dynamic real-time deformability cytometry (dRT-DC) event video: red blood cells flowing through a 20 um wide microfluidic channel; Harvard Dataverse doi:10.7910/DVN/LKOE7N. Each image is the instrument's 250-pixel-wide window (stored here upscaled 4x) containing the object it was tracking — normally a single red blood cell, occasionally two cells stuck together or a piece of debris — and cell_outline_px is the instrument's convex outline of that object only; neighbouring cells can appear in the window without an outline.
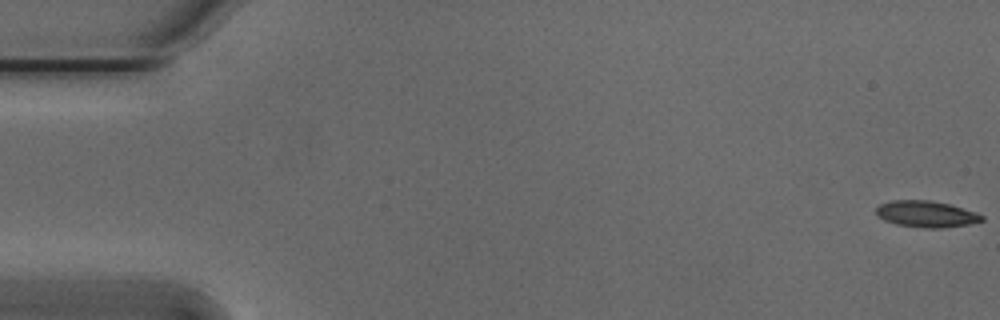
{"species": "Egyptian fruit bat (a non-hibernating species)", "species_latin": "Rousettus aegyptiacus", "temperature_condition": "cold", "stored_images_in_passage": 54, "camera_frame_rate_fps": 3000, "um_per_image_px": 0.085, "animal": {"sex": "male"}, "frame": {"image": 1, "passage_image": 1, "time_ms": 0.0, "image_size_px": [1000, 320], "cell_outline_px": [[984, 220], [968, 224], [944, 228], [924, 228], [896, 224], [884, 220], [876, 212], [876, 208], [880, 204], [892, 200], [928, 200], [948, 204], [976, 212], [984, 216]], "centroid_in_image_um": [78.74, 18.19], "position_along_channel_um": 6.3, "area_um2": 16.13}}
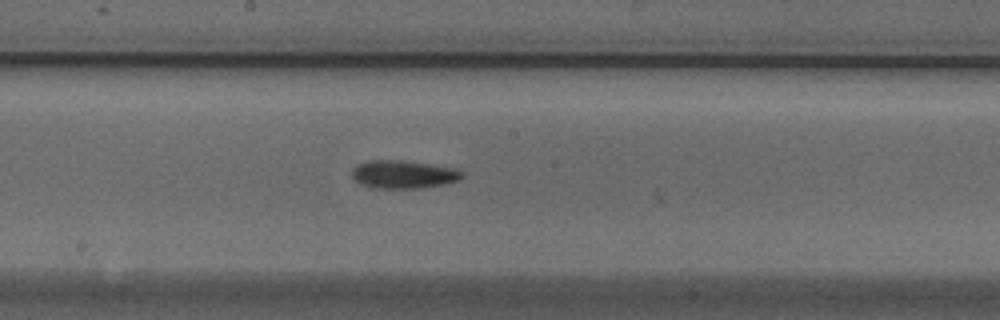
{"frame": {"image": 2, "passage_image": 29, "time_ms": 9.333, "image_size_px": [1000, 320], "cell_outline_px": [[464, 176], [460, 180], [444, 184], [416, 188], [372, 188], [360, 184], [352, 176], [352, 168], [356, 164], [368, 160], [400, 160], [456, 168], [464, 172]], "centroid_in_image_um": [34.28, 14.82], "position_along_channel_um": 213.9, "area_um2": 18.09}}
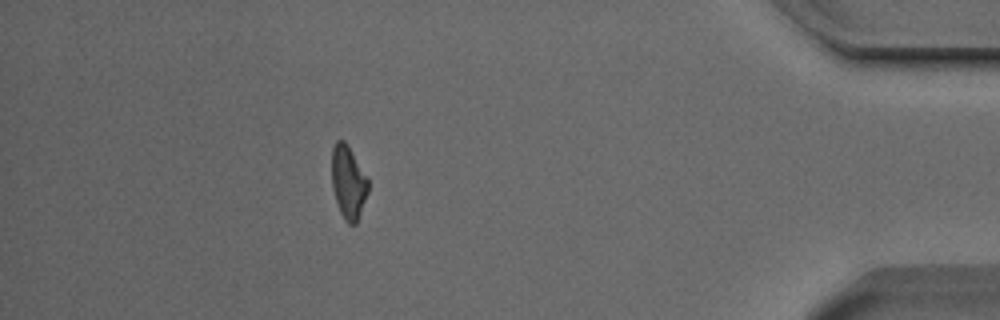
{"frame": {"image": 3, "passage_image": 48, "time_ms": 15.667, "image_size_px": [1000, 320], "cell_outline_px": [[368, 192], [356, 224], [348, 224], [344, 220], [340, 212], [332, 188], [332, 148], [336, 140], [344, 140], [348, 144], [368, 180]], "centroid_in_image_um": [29.59, 15.49], "position_along_channel_um": 405.6, "area_um2": 15.43}, "authors_computed_cell_mechanics": {"area_um2": 16.3574, "velocity_mm_per_s": 3.8495, "shape_relaxation_time_tau1_ms": 2.0896, "shape_relaxation_time_tau2_ms": null, "deformation_change_tau1": 0.1312, "deformation_change_tau2": null}}